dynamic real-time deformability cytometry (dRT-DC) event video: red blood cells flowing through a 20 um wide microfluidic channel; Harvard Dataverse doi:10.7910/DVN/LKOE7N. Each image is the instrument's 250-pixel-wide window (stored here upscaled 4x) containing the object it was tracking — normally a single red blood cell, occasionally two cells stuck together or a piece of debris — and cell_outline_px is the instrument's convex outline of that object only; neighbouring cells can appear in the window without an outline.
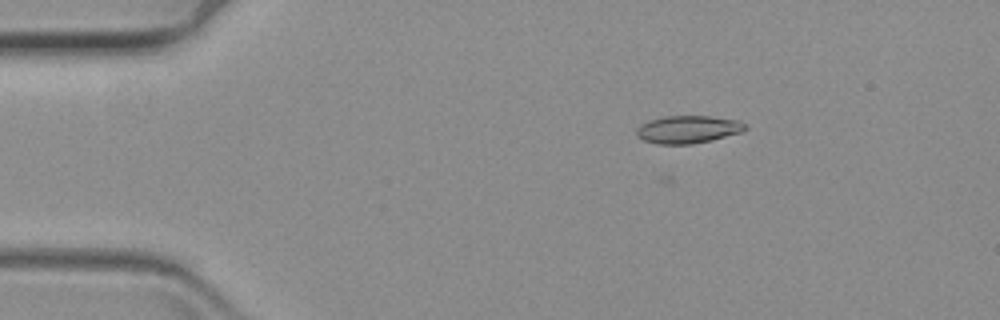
{"species": "common noctule bat (a hibernating species)", "species_latin": "Nyctalus noctula", "temperature_condition": "warm", "stored_images_in_passage": 55, "camera_frame_rate_fps": 3000, "um_per_image_px": 0.085, "animal": {"sex": "female", "body_mass_g": 19.3, "forearm_length_mm": 54.1}, "frame": {"image": 1, "passage_image": 3, "time_ms": 0.667, "image_size_px": [1000, 320], "cell_outline_px": [[748, 128], [740, 132], [712, 140], [692, 144], [656, 144], [644, 140], [636, 136], [636, 128], [640, 124], [648, 120], [664, 116], [712, 116], [740, 120], [748, 124]], "centroid_in_image_um": [58.48, 10.99], "position_along_channel_um": 26.5, "area_um2": 17.8}}
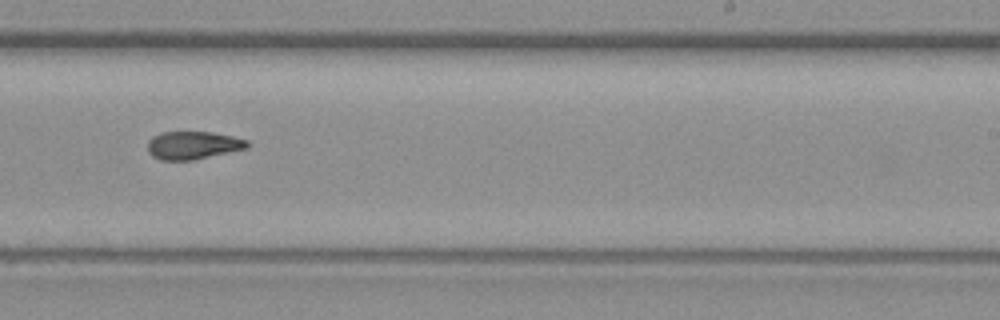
{"frame": {"image": 2, "passage_image": 31, "time_ms": 10.0, "image_size_px": [1000, 320], "cell_outline_px": [[252, 144], [248, 148], [192, 160], [160, 160], [152, 156], [148, 152], [148, 140], [152, 136], [160, 132], [212, 132], [232, 136], [248, 140]], "centroid_in_image_um": [16.41, 12.34], "position_along_channel_um": 272.6, "area_um2": 16.36}}
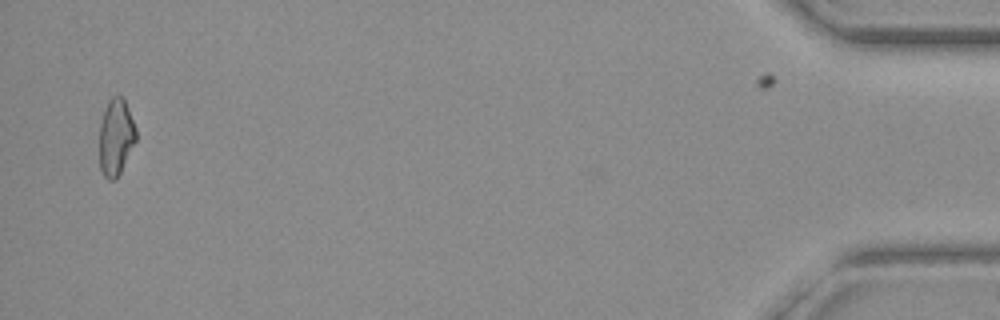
{"frame": {"image": 3, "passage_image": 53, "time_ms": 17.333, "image_size_px": [1000, 320], "cell_outline_px": [[136, 140], [120, 172], [112, 180], [108, 180], [104, 176], [100, 168], [100, 120], [104, 108], [108, 100], [112, 96], [120, 96], [124, 100], [128, 108], [136, 128]], "centroid_in_image_um": [9.84, 11.62], "position_along_channel_um": 425.4, "area_um2": 16.18}}